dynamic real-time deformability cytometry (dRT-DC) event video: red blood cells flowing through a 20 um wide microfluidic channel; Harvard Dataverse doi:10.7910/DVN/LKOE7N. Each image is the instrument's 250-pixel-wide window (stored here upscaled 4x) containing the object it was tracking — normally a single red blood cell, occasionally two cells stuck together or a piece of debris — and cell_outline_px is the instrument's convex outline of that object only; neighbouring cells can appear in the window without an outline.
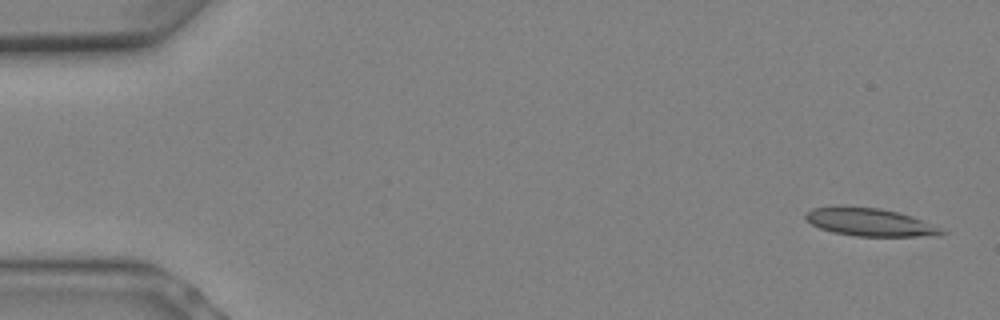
{"species": "Egyptian fruit bat (a non-hibernating species)", "species_latin": "Rousettus aegyptiacus", "temperature_condition": "warm", "stored_images_in_passage": 8, "camera_frame_rate_fps": 3000, "um_per_image_px": 0.085, "animal": {"sex": "female"}, "frame": {"image": 1, "passage_image": 1, "time_ms": 0.0, "image_size_px": [1000, 320], "cell_outline_px": [[948, 232], [936, 236], [856, 236], [832, 232], [820, 228], [812, 224], [804, 216], [812, 208], [840, 204], [880, 208], [912, 216]], "centroid_in_image_um": [73.88, 18.86], "position_along_channel_um": 11.1, "area_um2": 22.25}}
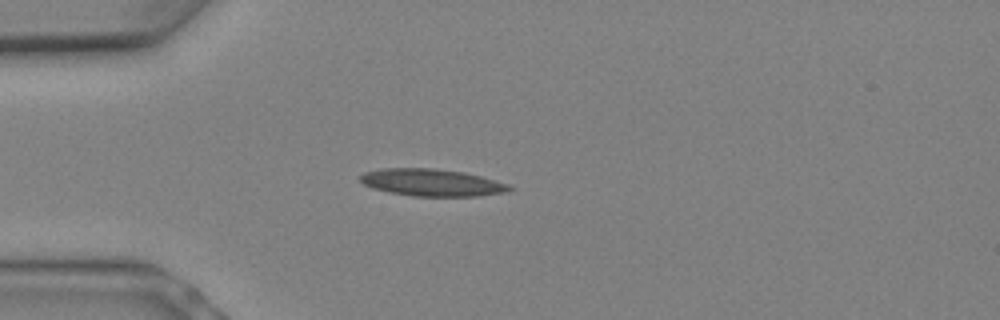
{"frame": {"image": 2, "passage_image": 6, "time_ms": 1.667, "image_size_px": [1000, 320], "cell_outline_px": [[516, 188], [508, 192], [476, 196], [412, 196], [388, 192], [372, 188], [364, 184], [360, 180], [360, 176], [364, 172], [380, 168], [432, 168], [464, 172], [480, 176], [508, 184]], "centroid_in_image_um": [36.71, 15.52], "position_along_channel_um": 48.3, "area_um2": 23.7}}
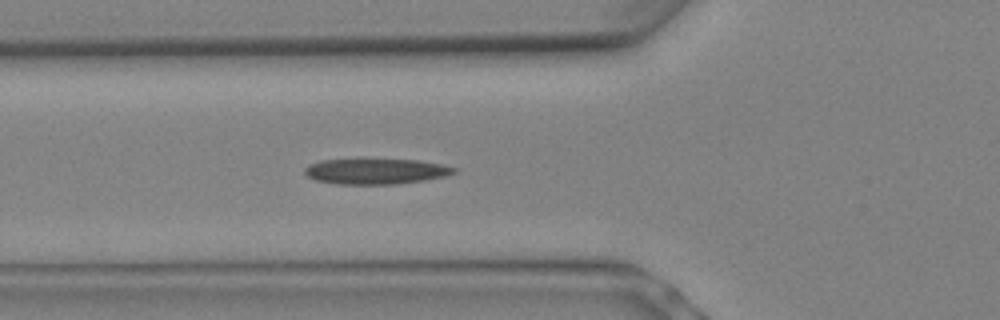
{"frame": {"image": 3, "passage_image": 8, "time_ms": 2.333, "image_size_px": [1000, 320], "cell_outline_px": [[456, 172], [448, 176], [424, 180], [392, 184], [336, 184], [316, 180], [308, 176], [304, 172], [304, 168], [308, 164], [320, 160], [360, 156], [420, 160], [444, 164], [456, 168]], "centroid_in_image_um": [31.92, 14.5], "position_along_channel_um": 93.9, "area_um2": 23.58}}